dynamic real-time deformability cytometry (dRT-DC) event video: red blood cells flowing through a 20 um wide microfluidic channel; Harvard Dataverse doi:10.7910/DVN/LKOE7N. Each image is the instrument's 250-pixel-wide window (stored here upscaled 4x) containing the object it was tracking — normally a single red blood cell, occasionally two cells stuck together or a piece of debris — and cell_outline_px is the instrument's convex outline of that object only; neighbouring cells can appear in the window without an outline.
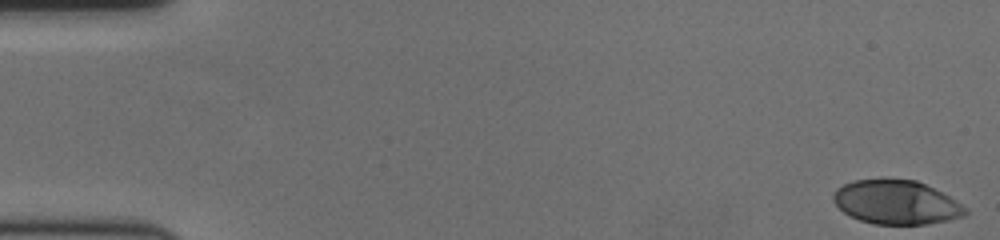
{"species": "human", "species_latin": "Homo sapiens", "temperature_condition": "cold", "stored_images_in_passage": 58, "camera_frame_rate_fps": 3000, "um_per_image_px": 0.085, "donor": {"sex": "female"}, "frame": {"image": 1, "passage_image": 1, "time_ms": 0.0, "image_size_px": [1000, 240], "cell_outline_px": [[968, 212], [964, 216], [948, 220], [924, 224], [872, 224], [860, 220], [844, 212], [832, 200], [832, 196], [836, 188], [852, 180], [884, 176], [916, 180], [948, 196], [968, 208]], "centroid_in_image_um": [76.14, 17.15], "position_along_channel_um": 8.9, "area_um2": 34.33}}
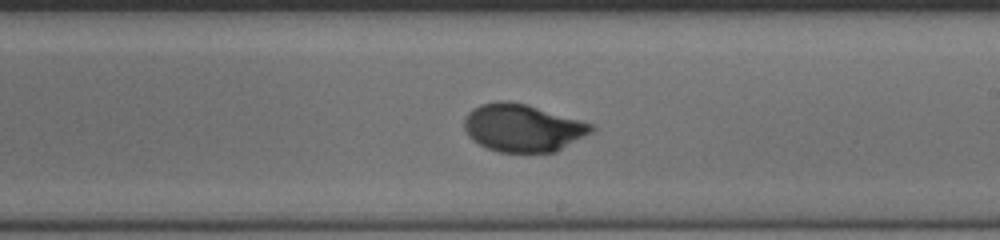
{"frame": {"image": 2, "passage_image": 34, "time_ms": 11.0, "image_size_px": [1000, 240], "cell_outline_px": [[596, 128], [592, 132], [556, 152], [500, 152], [488, 148], [472, 140], [468, 136], [464, 128], [464, 116], [472, 108], [480, 104], [496, 100], [508, 100], [528, 104], [596, 124]], "centroid_in_image_um": [44.44, 10.84], "position_along_channel_um": 244.6, "area_um2": 35.84}}
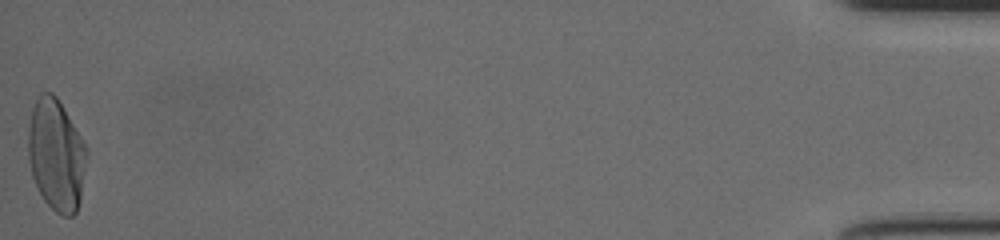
{"frame": {"image": 3, "passage_image": 58, "time_ms": 19.0, "image_size_px": [1000, 240], "cell_outline_px": [[88, 156], [80, 200], [76, 212], [72, 216], [64, 216], [56, 212], [44, 200], [32, 176], [28, 160], [28, 128], [32, 108], [40, 92], [52, 92], [56, 96], [88, 148]], "centroid_in_image_um": [4.79, 13.16], "position_along_channel_um": 430.4, "area_um2": 38.21}, "authors_computed_cell_mechanics": {"area_um2": 35.1424, "velocity_mm_per_s": 3.563, "shape_relaxation_time_tau1_ms": 3.4761, "shape_relaxation_time_tau2_ms": null, "deformation_change_tau1": 0.1919, "deformation_change_tau2": null}}